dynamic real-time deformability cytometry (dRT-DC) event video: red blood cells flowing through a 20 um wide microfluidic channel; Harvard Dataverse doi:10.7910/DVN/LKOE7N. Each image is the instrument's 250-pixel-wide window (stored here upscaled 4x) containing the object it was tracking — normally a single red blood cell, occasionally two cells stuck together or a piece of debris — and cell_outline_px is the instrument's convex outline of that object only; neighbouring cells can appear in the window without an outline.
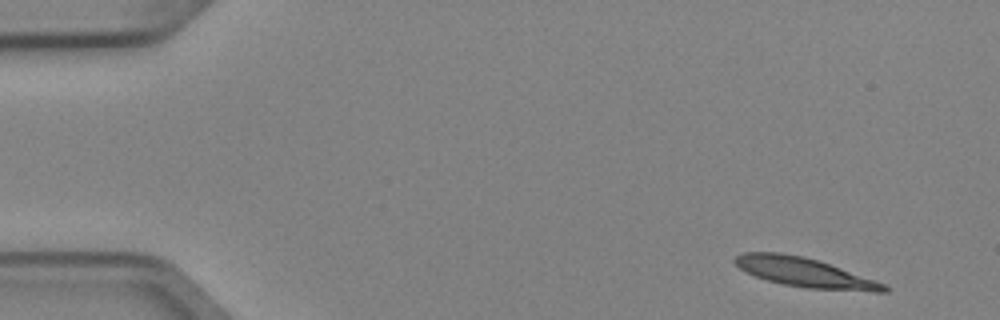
{"species": "Egyptian fruit bat (a non-hibernating species)", "species_latin": "Rousettus aegyptiacus", "temperature_condition": "cold", "stored_images_in_passage": 3, "camera_frame_rate_fps": 3000, "um_per_image_px": 0.085, "animal": {"sex": "female"}, "frame": {"image": 1, "passage_image": 1, "time_ms": 0.0, "image_size_px": [1000, 320], "cell_outline_px": [[888, 292], [876, 292], [808, 288], [784, 284], [768, 280], [756, 276], [740, 268], [732, 260], [736, 256], [744, 252], [780, 252], [804, 256], [876, 280], [884, 284], [888, 288]], "centroid_in_image_um": [68.39, 23.15], "position_along_channel_um": 16.6, "area_um2": 25.09}}
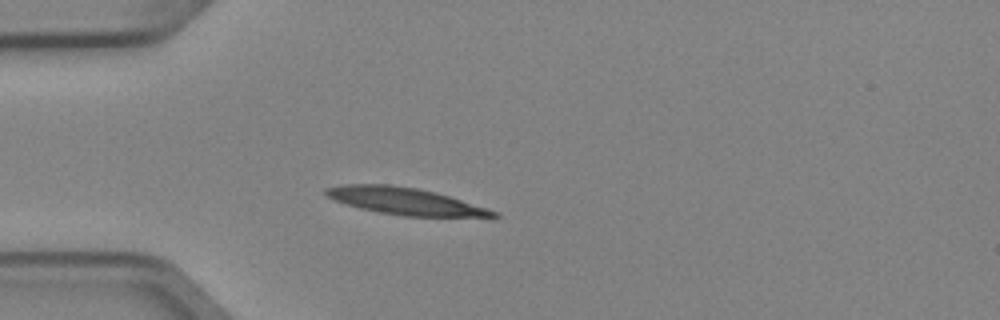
{"frame": {"image": 2, "passage_image": 3, "time_ms": 0.667, "image_size_px": [1000, 320], "cell_outline_px": [[500, 216], [404, 216], [380, 212], [360, 208], [336, 200], [328, 196], [324, 192], [324, 188], [344, 184], [388, 184], [416, 188], [436, 192], [500, 212]], "centroid_in_image_um": [34.42, 17.08], "position_along_channel_um": 50.6, "area_um2": 25.84}}